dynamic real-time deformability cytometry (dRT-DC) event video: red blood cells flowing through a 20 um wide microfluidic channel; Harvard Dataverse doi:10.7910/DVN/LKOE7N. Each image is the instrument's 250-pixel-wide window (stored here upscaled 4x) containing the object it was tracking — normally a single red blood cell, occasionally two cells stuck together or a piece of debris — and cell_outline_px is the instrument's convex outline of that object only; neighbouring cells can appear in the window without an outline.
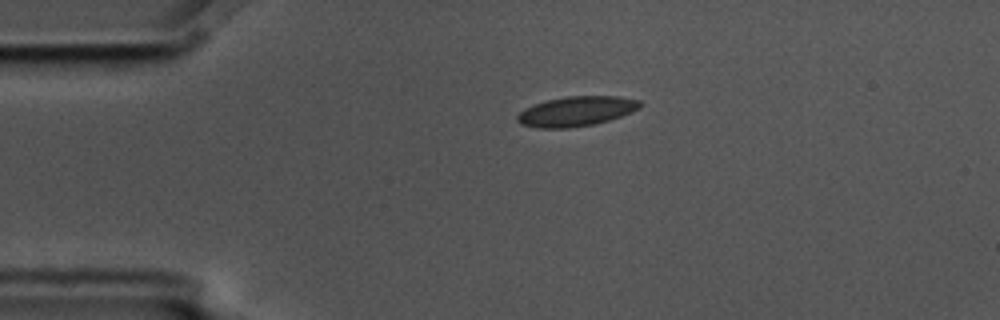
{"species": "common noctule bat (a hibernating species)", "species_latin": "Nyctalus noctula", "temperature_condition": "cold", "stored_images_in_passage": 2, "camera_frame_rate_fps": 3000, "um_per_image_px": 0.085, "animal": {"sex": "male", "body_mass_g": 17.5, "forearm_length_mm": 52.3}, "frame": {"image": 1, "passage_image": 1, "time_ms": 0.0, "image_size_px": [1000, 320], "cell_outline_px": [[644, 104], [640, 108], [632, 112], [596, 124], [568, 128], [536, 128], [520, 124], [516, 120], [516, 116], [524, 108], [548, 100], [568, 96], [616, 96], [640, 100]], "centroid_in_image_um": [48.99, 9.46], "position_along_channel_um": 36.0, "area_um2": 21.39}}